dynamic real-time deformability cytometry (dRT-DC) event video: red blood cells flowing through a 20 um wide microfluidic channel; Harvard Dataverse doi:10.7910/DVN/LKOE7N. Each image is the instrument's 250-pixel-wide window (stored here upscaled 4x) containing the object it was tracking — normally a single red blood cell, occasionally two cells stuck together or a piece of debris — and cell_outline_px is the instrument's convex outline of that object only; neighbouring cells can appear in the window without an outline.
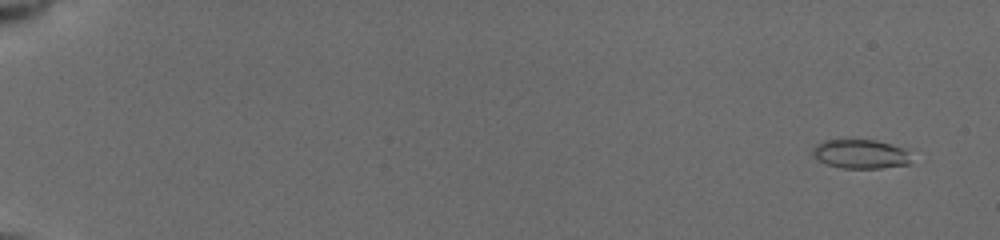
{"species": "common noctule bat (a hibernating species)", "species_latin": "Nyctalus noctula", "temperature_condition": "cold", "stored_images_in_passage": 72, "camera_frame_rate_fps": 3000, "um_per_image_px": 0.085, "animal": {"sex": "female", "body_mass_g": 19.5, "forearm_length_mm": 54.1}, "frame": {"image": 1, "passage_image": 4, "time_ms": 1.0, "image_size_px": [1000, 240], "cell_outline_px": [[908, 164], [880, 168], [840, 168], [816, 160], [812, 156], [812, 148], [816, 144], [824, 140], [876, 140], [892, 144], [904, 148], [908, 160]], "centroid_in_image_um": [73.05, 13.09], "position_along_channel_um": 11.9, "area_um2": 16.59}}
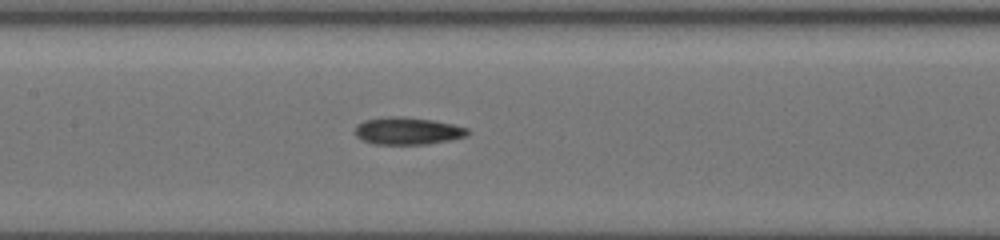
{"frame": {"image": 2, "passage_image": 38, "time_ms": 9.667, "image_size_px": [1000, 240], "cell_outline_px": [[468, 136], [452, 140], [428, 144], [372, 144], [360, 140], [356, 136], [356, 124], [364, 120], [388, 116], [396, 116], [432, 120], [452, 124], [468, 128]], "centroid_in_image_um": [34.63, 11.14], "position_along_channel_um": 172.8, "area_um2": 18.03}}
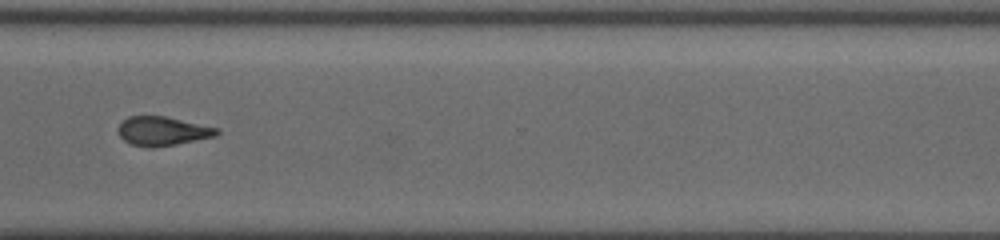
{"frame": {"image": 3, "passage_image": 71, "time_ms": 14.333, "image_size_px": [1000, 240], "cell_outline_px": [[220, 132], [216, 136], [176, 144], [152, 148], [148, 148], [128, 144], [120, 136], [120, 124], [128, 116], [164, 116], [220, 128]], "centroid_in_image_um": [13.84, 11.15], "position_along_channel_um": 356.8, "area_um2": 16.65}}